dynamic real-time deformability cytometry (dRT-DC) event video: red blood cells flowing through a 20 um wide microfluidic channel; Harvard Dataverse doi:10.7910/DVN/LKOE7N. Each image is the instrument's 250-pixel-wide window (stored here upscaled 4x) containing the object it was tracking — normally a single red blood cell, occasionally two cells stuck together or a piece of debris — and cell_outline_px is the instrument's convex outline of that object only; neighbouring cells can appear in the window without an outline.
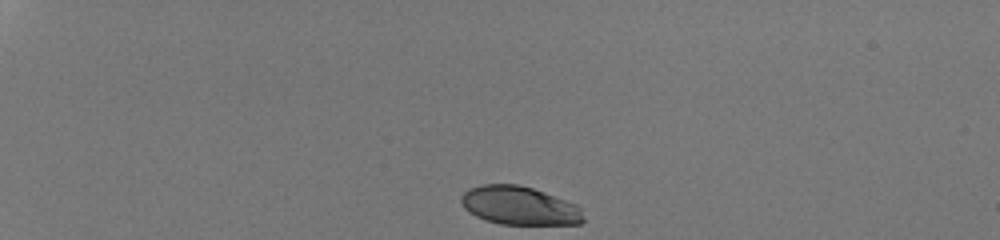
{"species": "human", "species_latin": "Homo sapiens", "temperature_condition": "room temperature", "stored_images_in_passage": 34, "camera_frame_rate_fps": 3000, "um_per_image_px": 0.085, "donor": {"sex": "male"}, "frame": {"image": 1, "passage_image": 1, "time_ms": 0.0, "image_size_px": [1000, 240], "cell_outline_px": [[584, 220], [580, 224], [500, 224], [484, 220], [468, 212], [464, 208], [460, 200], [460, 196], [468, 188], [484, 184], [516, 184], [532, 188], [544, 192], [576, 204], [580, 208]], "centroid_in_image_um": [44.11, 17.48], "position_along_channel_um": 40.9, "area_um2": 27.46}}
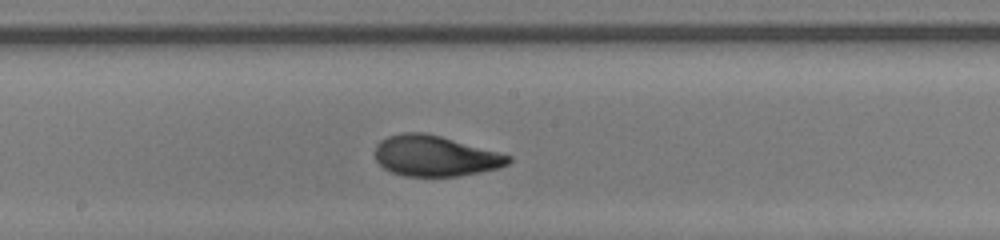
{"frame": {"image": 2, "passage_image": 20, "time_ms": 6.333, "image_size_px": [1000, 240], "cell_outline_px": [[512, 160], [508, 164], [500, 168], [460, 176], [404, 176], [392, 172], [384, 168], [376, 160], [376, 144], [380, 140], [388, 136], [400, 132], [424, 132], [440, 136], [512, 156]], "centroid_in_image_um": [36.98, 13.25], "position_along_channel_um": 211.2, "area_um2": 31.56}}
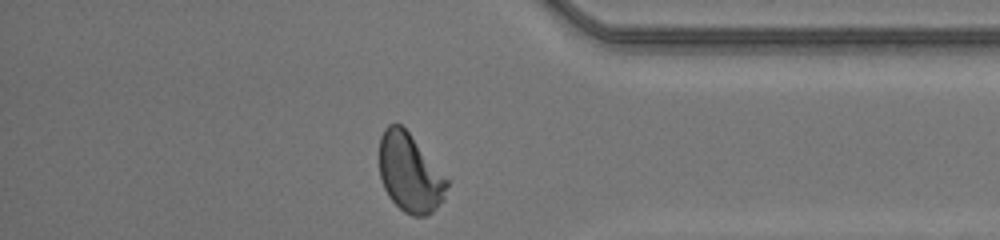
{"frame": {"image": 3, "passage_image": 34, "time_ms": 11.0, "image_size_px": [1000, 240], "cell_outline_px": [[448, 184], [444, 200], [432, 212], [424, 216], [412, 216], [404, 212], [388, 196], [384, 188], [380, 176], [380, 136], [384, 128], [388, 124], [400, 124], [408, 132], [448, 180]], "centroid_in_image_um": [34.83, 14.72], "position_along_channel_um": 400.4, "area_um2": 30.58}, "authors_computed_cell_mechanics": {"area_um2": 30.8652, "velocity_mm_per_s": 4.2047, "shape_relaxation_time_tau1_ms": 3.6251, "shape_relaxation_time_tau2_ms": 0.7299, "deformation_change_tau1": 0.1658, "deformation_change_tau2": 0.0513}}